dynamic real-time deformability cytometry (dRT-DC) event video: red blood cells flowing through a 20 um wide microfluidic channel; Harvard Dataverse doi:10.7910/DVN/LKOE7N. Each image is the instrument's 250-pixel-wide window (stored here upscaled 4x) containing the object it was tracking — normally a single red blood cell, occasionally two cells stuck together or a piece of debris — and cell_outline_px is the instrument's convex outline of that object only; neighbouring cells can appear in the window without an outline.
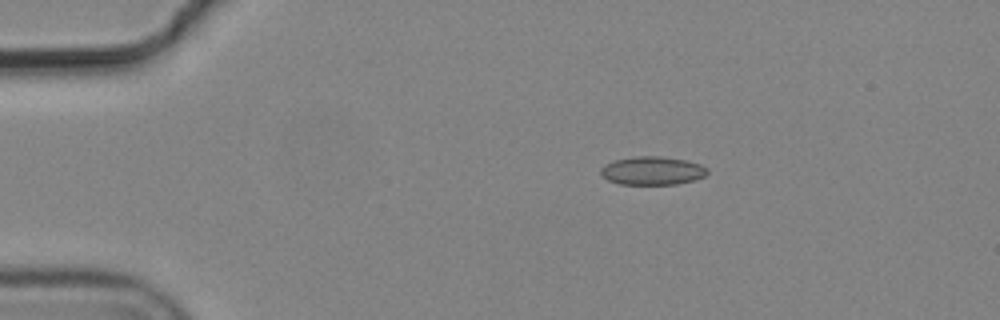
{"species": "common noctule bat (a hibernating species)", "species_latin": "Nyctalus noctula", "temperature_condition": "cold", "stored_images_in_passage": 4, "camera_frame_rate_fps": 3000, "um_per_image_px": 0.085, "animal": {"sex": "male", "body_mass_g": 19.2, "forearm_length_mm": 51.8}, "frame": {"image": 1, "passage_image": 2, "time_ms": 0.333, "image_size_px": [1000, 320], "cell_outline_px": [[708, 172], [704, 176], [696, 180], [676, 184], [620, 184], [608, 180], [600, 172], [600, 168], [604, 164], [616, 160], [636, 156], [660, 156], [684, 160], [700, 164], [708, 168]], "centroid_in_image_um": [55.46, 14.51], "position_along_channel_um": 29.5, "area_um2": 17.57}}